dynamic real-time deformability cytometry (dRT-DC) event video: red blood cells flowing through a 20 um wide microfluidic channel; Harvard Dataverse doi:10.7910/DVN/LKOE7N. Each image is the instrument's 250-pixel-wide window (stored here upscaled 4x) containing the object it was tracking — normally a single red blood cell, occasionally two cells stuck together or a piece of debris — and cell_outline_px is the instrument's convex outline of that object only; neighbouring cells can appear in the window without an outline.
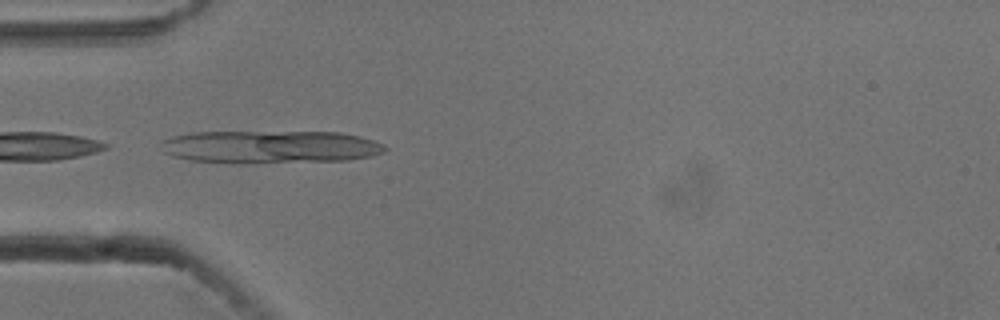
{"species": "common noctule bat (a hibernating species)", "species_latin": "Nyctalus noctula", "temperature_condition": "cold", "stored_images_in_passage": 35, "camera_frame_rate_fps": 3000, "um_per_image_px": 0.085, "animal": {"sex": "male", "body_mass_g": 13.3}, "frame": {"image": 1, "passage_image": 1, "time_ms": 0.0, "image_size_px": [1000, 320], "cell_outline_px": [[388, 148], [384, 152], [372, 156], [348, 160], [248, 164], [232, 164], [192, 160], [172, 156], [164, 152], [160, 140], [172, 136], [192, 132], [340, 132], [360, 136], [384, 144]], "centroid_in_image_um": [22.96, 12.5], "position_along_channel_um": 62.0, "area_um2": 43.52}}
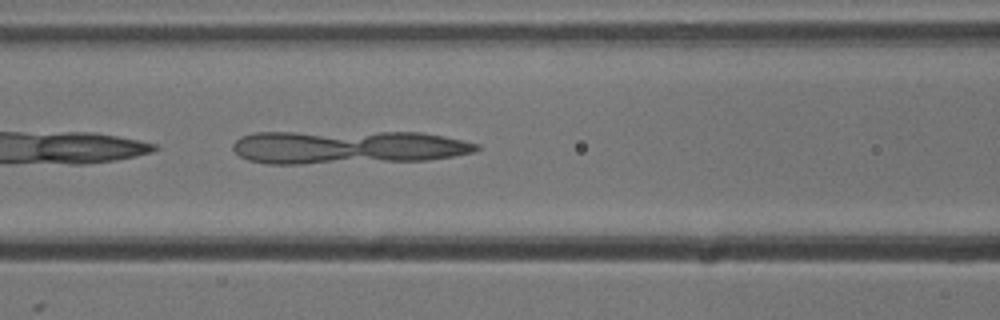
{"frame": {"image": 2, "passage_image": 7, "time_ms": 2.0, "image_size_px": [1000, 320], "cell_outline_px": [[480, 148], [472, 152], [452, 156], [428, 160], [304, 164], [268, 164], [248, 160], [240, 156], [232, 148], [232, 144], [240, 136], [252, 132], [420, 132], [444, 136], [480, 144]], "centroid_in_image_um": [29.51, 12.51], "position_along_channel_um": 137.1, "area_um2": 47.86}}
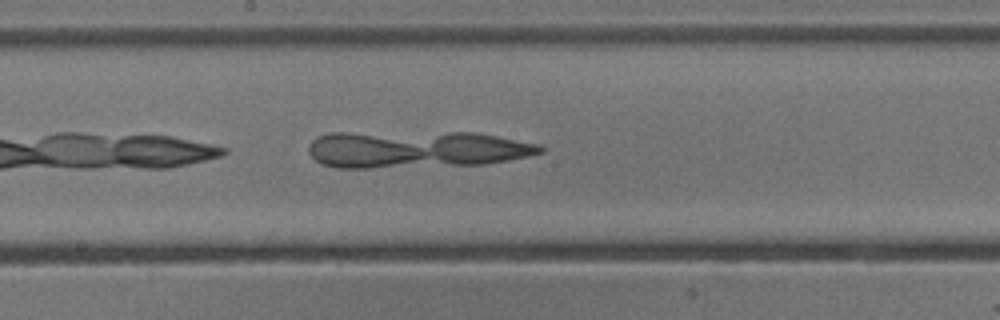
{"frame": {"image": 3, "passage_image": 13, "time_ms": 4.0, "image_size_px": [1000, 320], "cell_outline_px": [[544, 152], [528, 156], [508, 160], [484, 164], [368, 168], [336, 168], [320, 164], [308, 152], [308, 144], [316, 136], [328, 132], [476, 132], [540, 144], [544, 148]], "centroid_in_image_um": [35.32, 12.68], "position_along_channel_um": 212.9, "area_um2": 50.69}}